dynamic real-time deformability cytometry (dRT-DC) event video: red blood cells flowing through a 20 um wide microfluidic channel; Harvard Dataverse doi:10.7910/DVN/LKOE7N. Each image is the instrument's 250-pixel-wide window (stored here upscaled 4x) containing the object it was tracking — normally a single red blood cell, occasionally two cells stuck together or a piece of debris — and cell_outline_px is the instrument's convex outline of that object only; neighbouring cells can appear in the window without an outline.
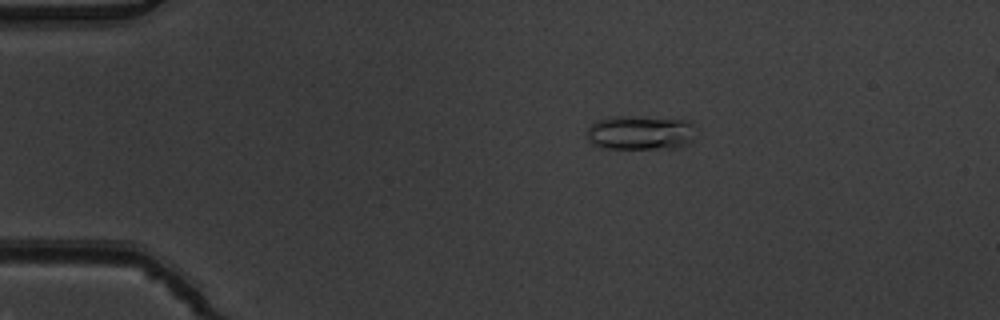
{"species": "common noctule bat (a hibernating species)", "species_latin": "Nyctalus noctula", "temperature_condition": "warm", "stored_images_in_passage": 8, "camera_frame_rate_fps": 3000, "um_per_image_px": 0.085, "animal": {"sex": "male", "body_mass_g": 19.5, "forearm_length_mm": 54.6}, "frame": {"image": 1, "passage_image": 4, "time_ms": 1.0, "image_size_px": [1000, 320], "cell_outline_px": [[692, 140], [688, 144], [676, 148], [600, 148], [592, 144], [588, 140], [588, 128], [596, 120], [612, 116], [636, 116], [684, 120], [692, 124]], "centroid_in_image_um": [54.37, 11.28], "position_along_channel_um": 30.6, "area_um2": 21.68}}
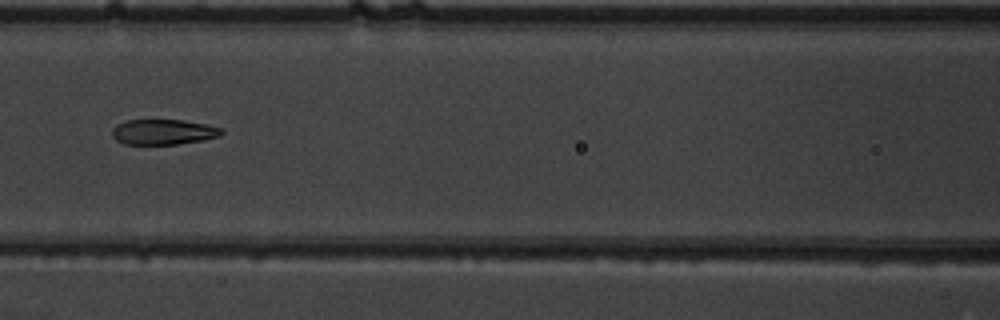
{"frame": {"image": 2, "passage_image": 8, "time_ms": 2.333, "image_size_px": [1000, 320], "cell_outline_px": [[224, 132], [220, 136], [204, 140], [176, 144], [124, 144], [116, 140], [112, 136], [112, 128], [116, 124], [128, 120], [184, 120], [208, 124], [220, 128]], "centroid_in_image_um": [13.88, 11.21], "position_along_channel_um": 152.7, "area_um2": 16.24}}